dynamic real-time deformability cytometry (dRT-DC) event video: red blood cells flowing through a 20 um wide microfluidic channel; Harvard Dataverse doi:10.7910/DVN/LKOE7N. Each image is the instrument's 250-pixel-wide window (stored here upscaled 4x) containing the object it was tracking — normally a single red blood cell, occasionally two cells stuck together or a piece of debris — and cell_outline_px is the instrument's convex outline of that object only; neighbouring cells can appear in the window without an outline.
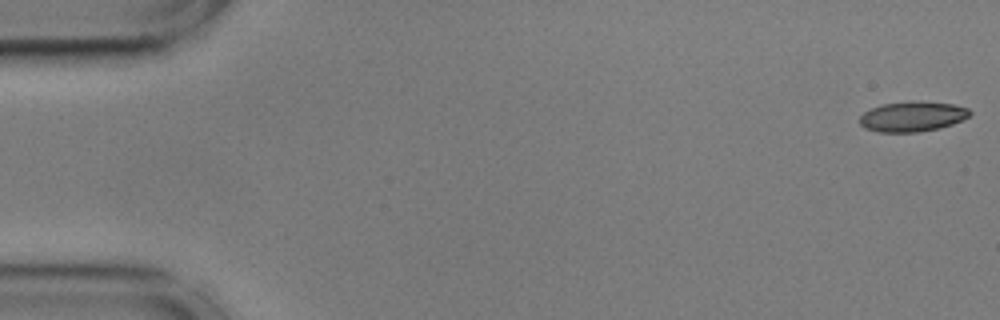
{"species": "common noctule bat (a hibernating species)", "species_latin": "Nyctalus noctula", "temperature_condition": "cold", "stored_images_in_passage": 56, "camera_frame_rate_fps": 3000, "um_per_image_px": 0.085, "animal": {"sex": "male", "body_mass_g": 17.9, "forearm_length_mm": 54.2}, "frame": {"image": 1, "passage_image": 1, "time_ms": 0.0, "image_size_px": [1000, 320], "cell_outline_px": [[972, 112], [968, 116], [952, 124], [940, 128], [916, 132], [880, 132], [864, 128], [860, 124], [860, 116], [864, 112], [880, 104], [908, 100], [912, 100], [952, 104], [968, 108]], "centroid_in_image_um": [77.52, 9.89], "position_along_channel_um": 7.5, "area_um2": 19.42}}
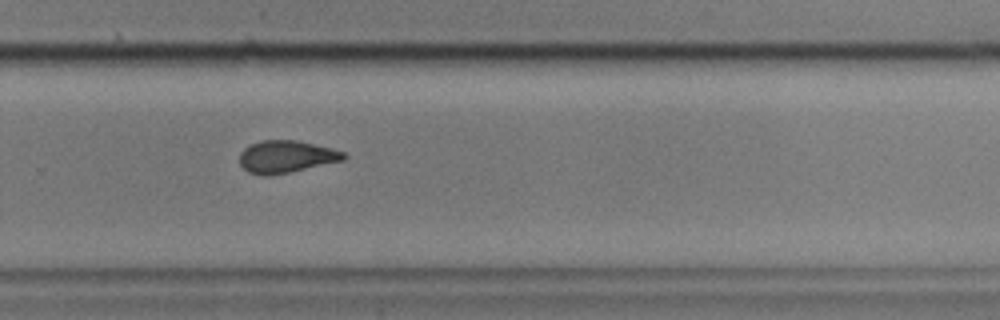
{"frame": {"image": 2, "passage_image": 37, "time_ms": 12.0, "image_size_px": [1000, 320], "cell_outline_px": [[348, 156], [344, 160], [288, 172], [268, 176], [264, 176], [248, 172], [240, 164], [240, 152], [244, 148], [260, 140], [296, 140], [332, 148], [344, 152]], "centroid_in_image_um": [24.32, 13.31], "position_along_channel_um": 305.5, "area_um2": 19.48}}
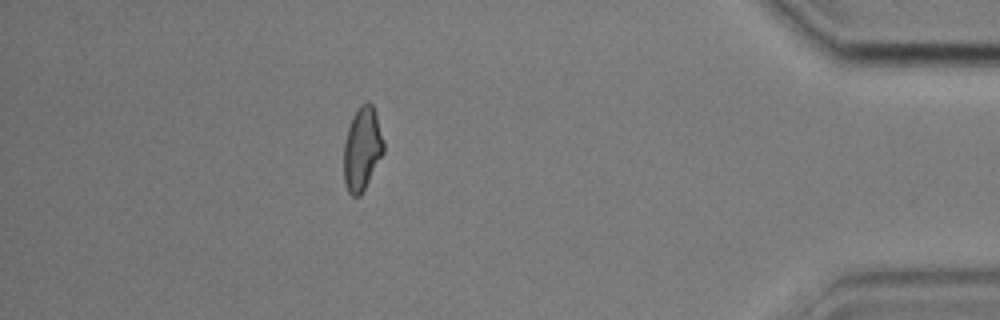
{"frame": {"image": 3, "passage_image": 49, "time_ms": 16.0, "image_size_px": [1000, 320], "cell_outline_px": [[384, 152], [360, 196], [352, 196], [348, 192], [344, 184], [344, 144], [348, 128], [360, 104], [368, 100], [372, 104], [376, 112], [384, 140]], "centroid_in_image_um": [30.79, 12.64], "position_along_channel_um": 404.4, "area_um2": 19.31}}